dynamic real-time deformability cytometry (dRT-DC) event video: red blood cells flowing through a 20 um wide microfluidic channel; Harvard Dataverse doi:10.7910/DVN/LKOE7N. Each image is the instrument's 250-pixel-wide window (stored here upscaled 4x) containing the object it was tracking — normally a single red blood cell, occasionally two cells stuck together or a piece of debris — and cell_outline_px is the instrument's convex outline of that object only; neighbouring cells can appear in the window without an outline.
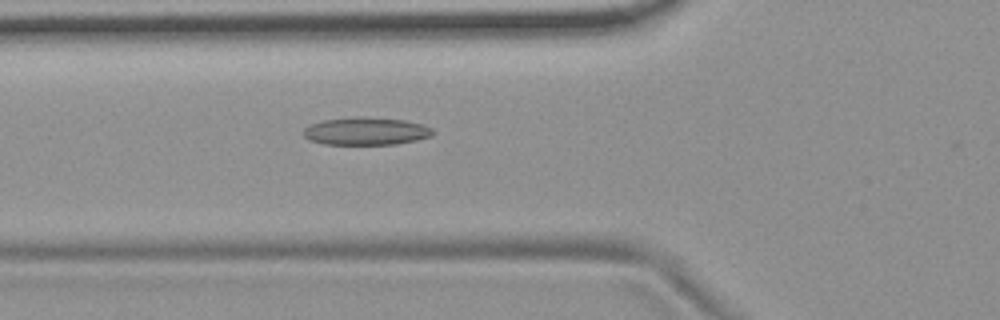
{"species": "common noctule bat (a hibernating species)", "species_latin": "Nyctalus noctula", "temperature_condition": "room temperature", "stored_images_in_passage": 6, "camera_frame_rate_fps": 3000, "um_per_image_px": 0.085, "animal": {"sex": "female", "body_mass_g": 19.9}, "frame": {"image": 1, "passage_image": 6, "time_ms": 1.667, "image_size_px": [1000, 320], "cell_outline_px": [[432, 136], [416, 140], [396, 144], [324, 144], [308, 140], [304, 136], [304, 128], [312, 124], [324, 120], [404, 120], [424, 124], [432, 128]], "centroid_in_image_um": [31.14, 11.21], "position_along_channel_um": 94.7, "area_um2": 19.65}}